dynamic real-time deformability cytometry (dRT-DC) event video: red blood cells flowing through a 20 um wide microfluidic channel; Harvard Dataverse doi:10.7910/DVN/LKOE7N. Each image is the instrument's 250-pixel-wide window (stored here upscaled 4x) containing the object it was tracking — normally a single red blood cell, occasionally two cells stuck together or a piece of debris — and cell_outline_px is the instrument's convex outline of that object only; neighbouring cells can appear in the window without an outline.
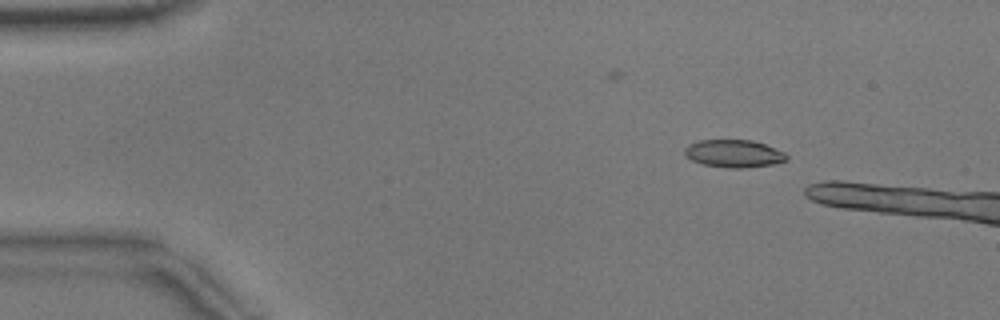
{"species": "common noctule bat (a hibernating species)", "species_latin": "Nyctalus noctula", "temperature_condition": "warm", "stored_images_in_passage": 14, "camera_frame_rate_fps": 3000, "um_per_image_px": 0.085, "animal": {"sex": "male", "body_mass_g": 17.9}, "frame": {"image": 1, "passage_image": 8, "time_ms": 2.333, "image_size_px": [1000, 320], "cell_outline_px": [[788, 160], [776, 164], [740, 168], [732, 168], [704, 164], [692, 160], [684, 156], [684, 148], [688, 144], [696, 140], [752, 140], [764, 144], [784, 152], [788, 156]], "centroid_in_image_um": [62.36, 13.05], "position_along_channel_um": 22.6, "area_um2": 16.47}}